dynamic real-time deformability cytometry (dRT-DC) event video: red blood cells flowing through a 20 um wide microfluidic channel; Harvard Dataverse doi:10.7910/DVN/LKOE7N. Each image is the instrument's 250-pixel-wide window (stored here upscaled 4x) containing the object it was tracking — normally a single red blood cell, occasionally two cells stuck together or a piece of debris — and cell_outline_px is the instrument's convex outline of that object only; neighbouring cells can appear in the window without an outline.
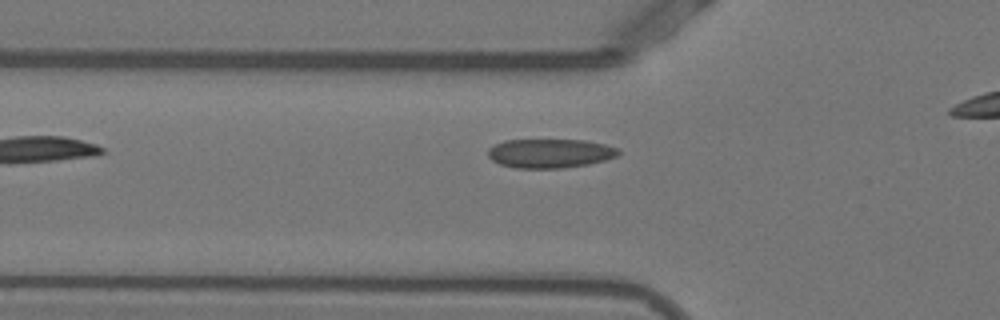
{"species": "Egyptian fruit bat (a non-hibernating species)", "species_latin": "Rousettus aegyptiacus", "temperature_condition": "warm", "stored_images_in_passage": 32, "camera_frame_rate_fps": 3000, "um_per_image_px": 0.085, "animal": {"sex": "female"}, "frame": {"image": 1, "passage_image": 4, "time_ms": 1.0, "image_size_px": [1000, 320], "cell_outline_px": [[620, 152], [616, 156], [604, 160], [588, 164], [564, 168], [516, 168], [500, 164], [492, 160], [488, 156], [488, 148], [504, 140], [584, 140], [604, 144], [620, 148]], "centroid_in_image_um": [46.75, 13.03], "position_along_channel_um": 79.1, "area_um2": 22.08}}
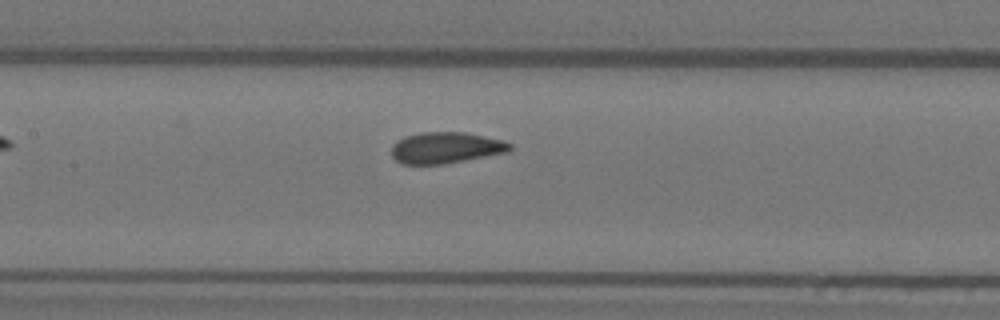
{"frame": {"image": 2, "passage_image": 11, "time_ms": 3.333, "image_size_px": [1000, 320], "cell_outline_px": [[512, 148], [508, 152], [444, 164], [400, 164], [392, 156], [392, 144], [404, 136], [420, 132], [464, 132], [504, 140], [512, 144]], "centroid_in_image_um": [37.89, 12.55], "position_along_channel_um": 169.5, "area_um2": 21.68}}
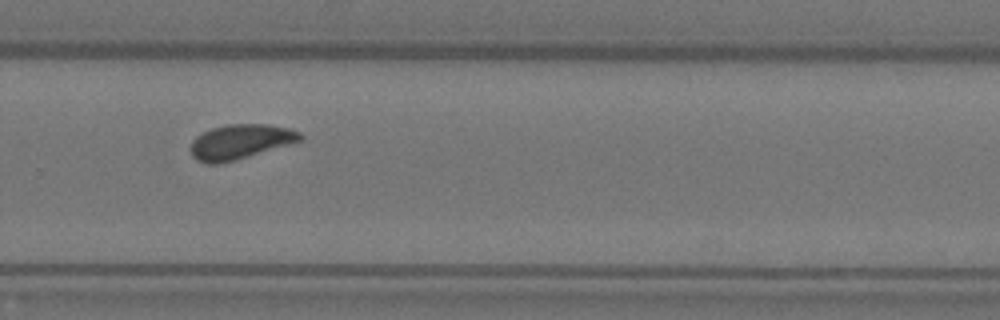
{"frame": {"image": 3, "passage_image": 22, "time_ms": 7.0, "image_size_px": [1000, 320], "cell_outline_px": [[304, 140], [232, 160], [216, 164], [208, 164], [196, 160], [192, 156], [192, 140], [196, 136], [212, 128], [228, 124], [268, 124], [288, 128], [300, 132], [304, 136]], "centroid_in_image_um": [20.44, 12.03], "position_along_channel_um": 309.4, "area_um2": 21.85}}